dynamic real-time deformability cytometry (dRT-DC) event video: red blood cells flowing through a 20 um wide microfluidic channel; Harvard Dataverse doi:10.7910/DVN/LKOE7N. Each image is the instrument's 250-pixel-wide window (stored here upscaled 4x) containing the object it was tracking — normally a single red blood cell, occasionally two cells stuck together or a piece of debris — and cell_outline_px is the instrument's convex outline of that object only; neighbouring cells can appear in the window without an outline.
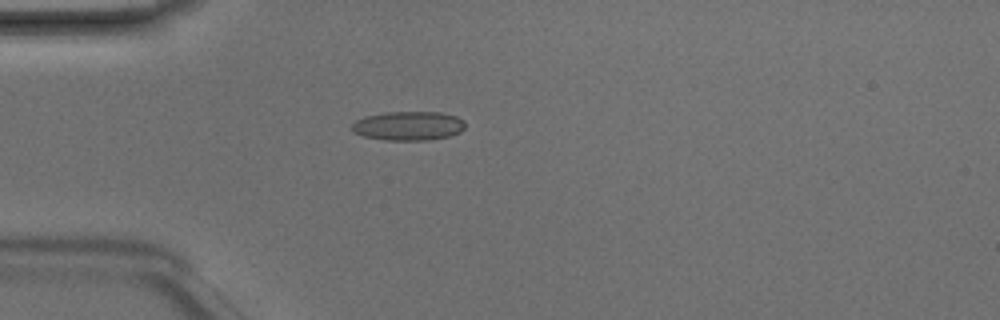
{"species": "Egyptian fruit bat (a non-hibernating species)", "species_latin": "Rousettus aegyptiacus", "temperature_condition": "room temperature", "stored_images_in_passage": 30, "camera_frame_rate_fps": 3000, "um_per_image_px": 0.085, "animal": {"sex": "male"}, "frame": {"image": 1, "passage_image": 1, "time_ms": 0.0, "image_size_px": [1000, 320], "cell_outline_px": [[464, 128], [460, 132], [448, 136], [428, 140], [384, 140], [364, 136], [352, 132], [352, 124], [356, 120], [364, 116], [384, 112], [440, 112], [456, 116], [464, 120]], "centroid_in_image_um": [34.69, 10.69], "position_along_channel_um": 50.3, "area_um2": 19.25}}
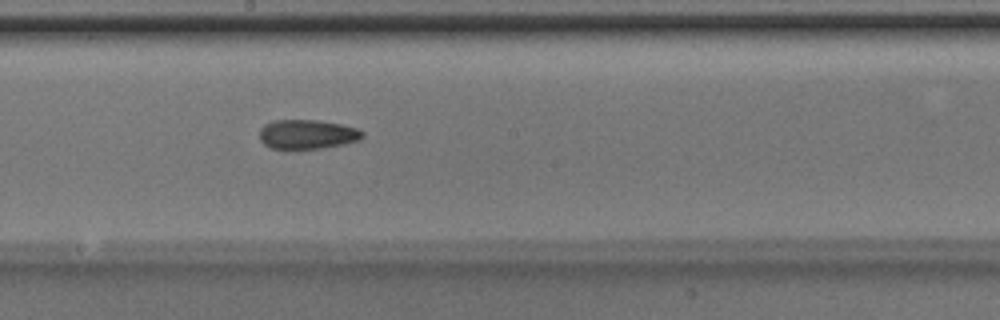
{"frame": {"image": 2, "passage_image": 14, "time_ms": 4.333, "image_size_px": [1000, 320], "cell_outline_px": [[364, 136], [360, 140], [344, 144], [320, 148], [292, 152], [272, 148], [264, 144], [260, 140], [260, 128], [264, 124], [276, 120], [316, 120], [340, 124], [356, 128], [364, 132]], "centroid_in_image_um": [26.08, 11.46], "position_along_channel_um": 222.1, "area_um2": 18.15}}
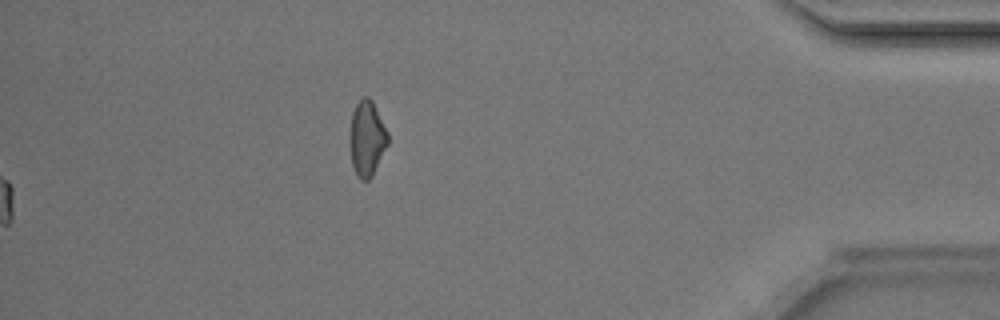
{"frame": {"image": 3, "passage_image": 30, "time_ms": 9.667, "image_size_px": [1000, 320], "cell_outline_px": [[388, 144], [372, 176], [368, 180], [360, 180], [356, 176], [352, 164], [348, 144], [348, 132], [352, 112], [356, 104], [364, 96], [368, 96], [372, 100], [388, 132]], "centroid_in_image_um": [31.15, 11.77], "position_along_channel_um": 404.1, "area_um2": 17.11}, "authors_computed_cell_mechanics": {"area_um2": 17.6868, "velocity_mm_per_s": 4.2364, "shape_relaxation_time_tau1_ms": 4.262, "shape_relaxation_time_tau2_ms": 2.7138, "deformation_change_tau1": 0.1266, "deformation_change_tau2": 0.1008}}